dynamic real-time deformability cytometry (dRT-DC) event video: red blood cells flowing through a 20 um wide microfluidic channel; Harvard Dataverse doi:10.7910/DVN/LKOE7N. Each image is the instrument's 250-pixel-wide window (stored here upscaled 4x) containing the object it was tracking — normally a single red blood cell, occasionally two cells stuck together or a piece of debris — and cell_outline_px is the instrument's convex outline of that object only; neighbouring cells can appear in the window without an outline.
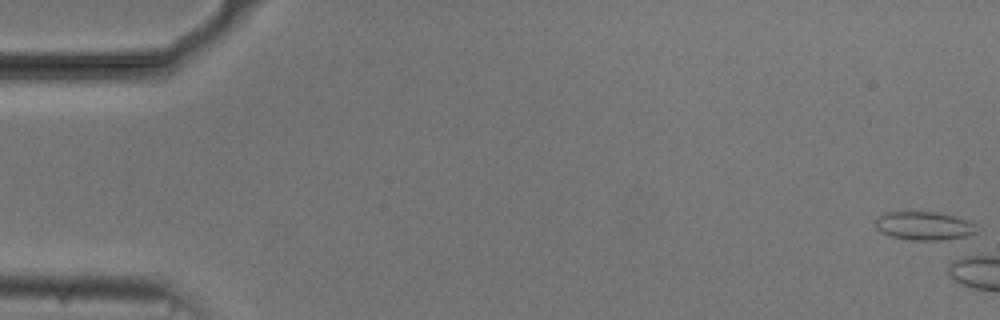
{"species": "common noctule bat (a hibernating species)", "species_latin": "Nyctalus noctula", "temperature_condition": "cold", "stored_images_in_passage": 5, "camera_frame_rate_fps": 3000, "um_per_image_px": 0.085, "animal": {"sex": "male", "body_mass_g": 20.5, "forearm_length_mm": 52.5}, "frame": {"image": 1, "passage_image": 1, "time_ms": 0.0, "image_size_px": [1000, 320], "cell_outline_px": [[980, 228], [976, 232], [960, 240], [908, 240], [888, 236], [880, 232], [876, 228], [876, 220], [884, 212], [936, 212], [956, 216], [968, 220], [976, 224]], "centroid_in_image_um": [78.62, 19.22], "position_along_channel_um": 6.4, "area_um2": 17.34}}